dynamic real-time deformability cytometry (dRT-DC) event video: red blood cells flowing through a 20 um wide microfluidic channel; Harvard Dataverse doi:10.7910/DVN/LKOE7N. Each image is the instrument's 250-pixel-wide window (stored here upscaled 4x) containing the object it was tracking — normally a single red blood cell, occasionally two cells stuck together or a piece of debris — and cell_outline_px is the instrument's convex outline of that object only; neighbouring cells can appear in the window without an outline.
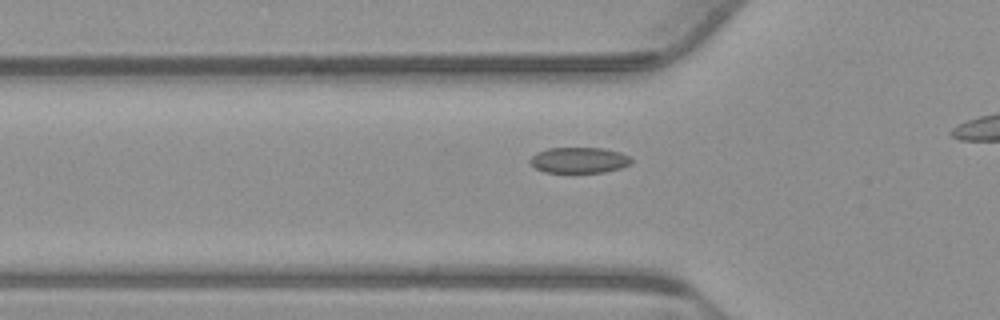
{"species": "common noctule bat (a hibernating species)", "species_latin": "Nyctalus noctula", "temperature_condition": "warm", "stored_images_in_passage": 36, "camera_frame_rate_fps": 3000, "um_per_image_px": 0.085, "animal": {"sex": "male", "body_mass_g": 23.1, "forearm_length_mm": 52.7}, "frame": {"image": 1, "passage_image": 10, "time_ms": 3.0, "image_size_px": [1000, 320], "cell_outline_px": [[632, 164], [620, 168], [604, 172], [544, 172], [536, 168], [528, 160], [536, 152], [548, 148], [604, 148], [620, 152], [628, 156], [632, 160]], "centroid_in_image_um": [49.22, 13.61], "position_along_channel_um": 76.6, "area_um2": 15.2}}
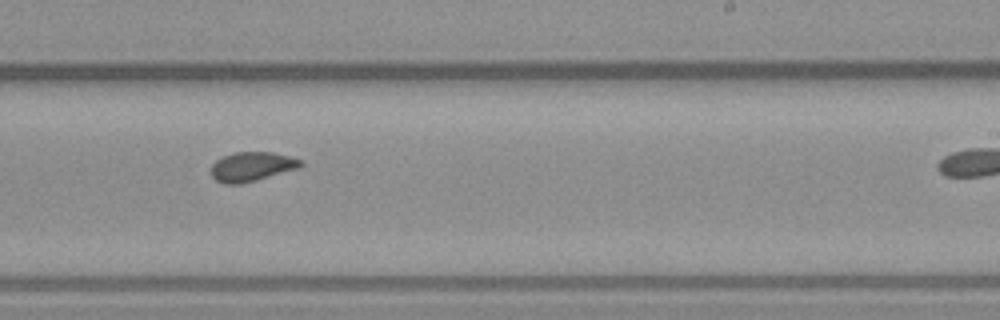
{"frame": {"image": 2, "passage_image": 25, "time_ms": 8.0, "image_size_px": [1000, 320], "cell_outline_px": [[304, 164], [300, 168], [256, 180], [240, 184], [224, 184], [216, 180], [212, 176], [212, 164], [216, 160], [232, 152], [272, 152], [304, 160]], "centroid_in_image_um": [21.43, 14.16], "position_along_channel_um": 267.6, "area_um2": 15.37}}
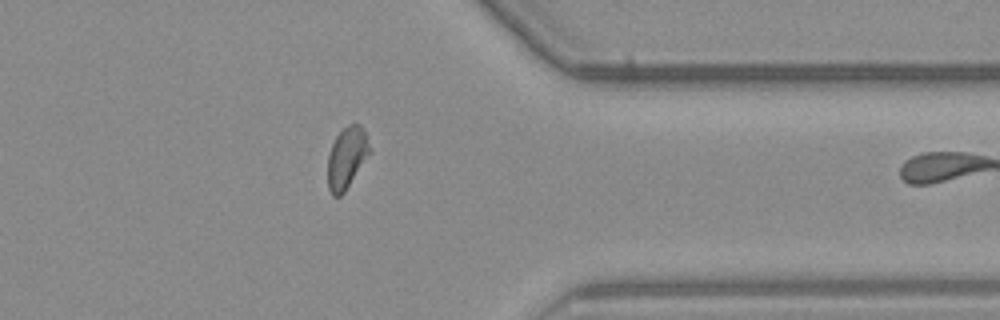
{"frame": {"image": 3, "passage_image": 35, "time_ms": 11.333, "image_size_px": [1000, 320], "cell_outline_px": [[372, 152], [344, 192], [340, 196], [332, 196], [328, 188], [328, 156], [332, 144], [336, 136], [348, 124], [360, 124], [364, 128], [372, 148]], "centroid_in_image_um": [29.51, 13.39], "position_along_channel_um": 381.9, "area_um2": 15.26}}